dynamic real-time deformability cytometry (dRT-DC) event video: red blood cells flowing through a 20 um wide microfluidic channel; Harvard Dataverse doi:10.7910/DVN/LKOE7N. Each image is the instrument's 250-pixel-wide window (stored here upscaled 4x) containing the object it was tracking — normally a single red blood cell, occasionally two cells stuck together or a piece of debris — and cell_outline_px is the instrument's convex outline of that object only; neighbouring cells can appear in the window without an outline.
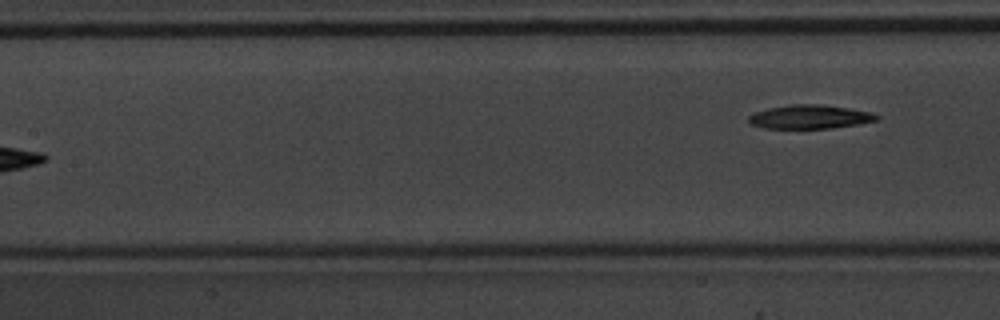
{"species": "common noctule bat (a hibernating species)", "species_latin": "Nyctalus noctula", "temperature_condition": "warm", "stored_images_in_passage": 7, "segment_of_instrument_passage": [2, 2], "camera_frame_rate_fps": 3000, "um_per_image_px": 0.085, "animal": {"sex": "male", "body_mass_g": 20.1, "forearm_length_mm": 53.5}, "frame": {"image": 1, "passage_image": 7, "time_ms": 2.0, "image_size_px": [1000, 320], "cell_outline_px": [[880, 116], [876, 120], [856, 124], [832, 128], [764, 128], [752, 124], [748, 120], [748, 116], [756, 112], [768, 108], [792, 104], [820, 104], [848, 108], [872, 112]], "centroid_in_image_um": [68.83, 9.92], "position_along_channel_um": 138.6, "area_um2": 17.57}}